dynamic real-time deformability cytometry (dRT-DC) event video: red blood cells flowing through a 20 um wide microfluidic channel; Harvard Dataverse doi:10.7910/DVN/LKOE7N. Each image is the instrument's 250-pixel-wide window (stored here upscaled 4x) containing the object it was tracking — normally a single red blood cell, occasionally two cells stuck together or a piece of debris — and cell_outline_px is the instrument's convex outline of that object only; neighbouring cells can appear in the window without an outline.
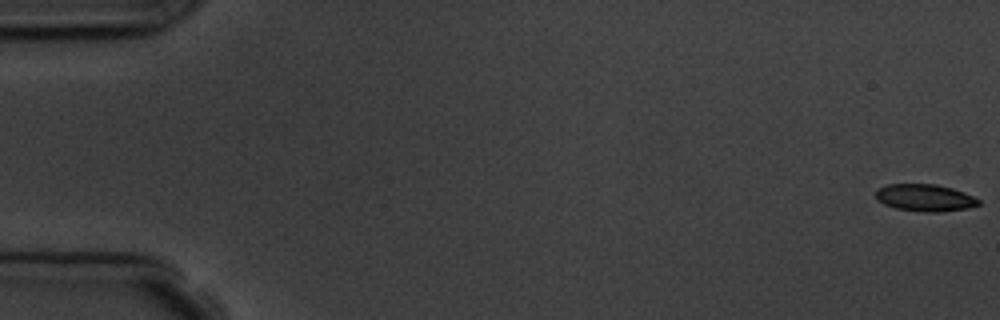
{"species": "common noctule bat (a hibernating species)", "species_latin": "Nyctalus noctula", "temperature_condition": "room temperature", "stored_images_in_passage": 7, "camera_frame_rate_fps": 3000, "um_per_image_px": 0.085, "animal": {"sex": "male", "body_mass_g": 19.5, "forearm_length_mm": 54.6}, "frame": {"image": 1, "passage_image": 1, "time_ms": 0.0, "image_size_px": [1000, 320], "cell_outline_px": [[980, 204], [968, 208], [940, 212], [924, 212], [896, 208], [884, 204], [876, 200], [876, 188], [888, 184], [936, 184], [952, 188], [964, 192], [980, 200]], "centroid_in_image_um": [78.6, 16.8], "position_along_channel_um": 6.4, "area_um2": 16.3}}
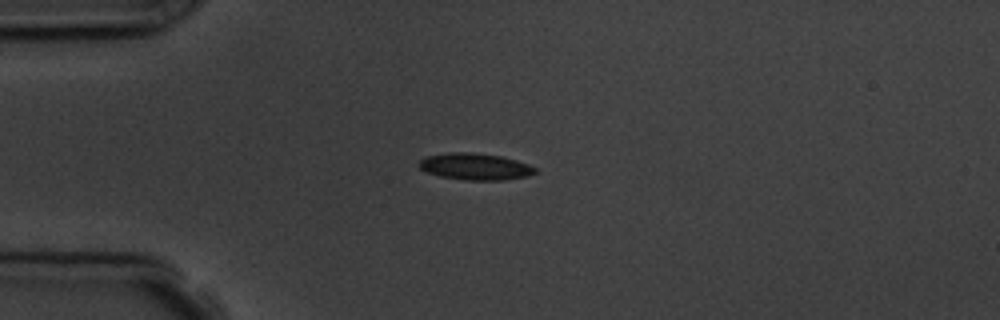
{"frame": {"image": 2, "passage_image": 5, "time_ms": 4.667, "image_size_px": [1000, 320], "cell_outline_px": [[536, 172], [528, 176], [504, 180], [468, 180], [440, 176], [428, 172], [420, 168], [420, 160], [424, 156], [452, 152], [472, 152], [500, 156], [516, 160], [528, 164], [536, 168]], "centroid_in_image_um": [40.4, 14.15], "position_along_channel_um": 44.6, "area_um2": 17.92}}